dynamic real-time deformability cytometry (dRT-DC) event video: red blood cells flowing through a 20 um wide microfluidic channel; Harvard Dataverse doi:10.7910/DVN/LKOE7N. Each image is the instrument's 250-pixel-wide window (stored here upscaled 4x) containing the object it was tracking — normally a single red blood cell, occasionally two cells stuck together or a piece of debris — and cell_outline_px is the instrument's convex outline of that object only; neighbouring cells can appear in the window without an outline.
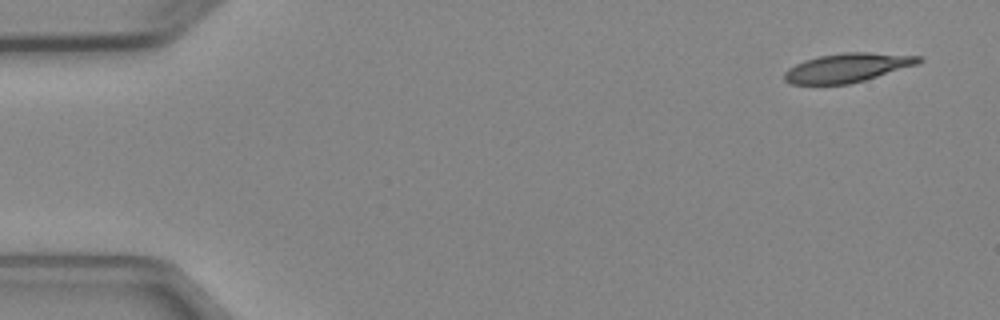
{"species": "Egyptian fruit bat (a non-hibernating species)", "species_latin": "Rousettus aegyptiacus", "temperature_condition": "cold", "stored_images_in_passage": 5, "camera_frame_rate_fps": 3000, "um_per_image_px": 0.085, "animal": {"sex": "female"}, "frame": {"image": 1, "passage_image": 1, "time_ms": 0.0, "image_size_px": [1000, 320], "cell_outline_px": [[924, 60], [920, 64], [864, 80], [848, 84], [792, 84], [784, 80], [784, 72], [788, 68], [804, 60], [820, 56], [844, 52], [868, 52], [924, 56]], "centroid_in_image_um": [72.08, 5.74], "position_along_channel_um": 12.9, "area_um2": 22.77}}
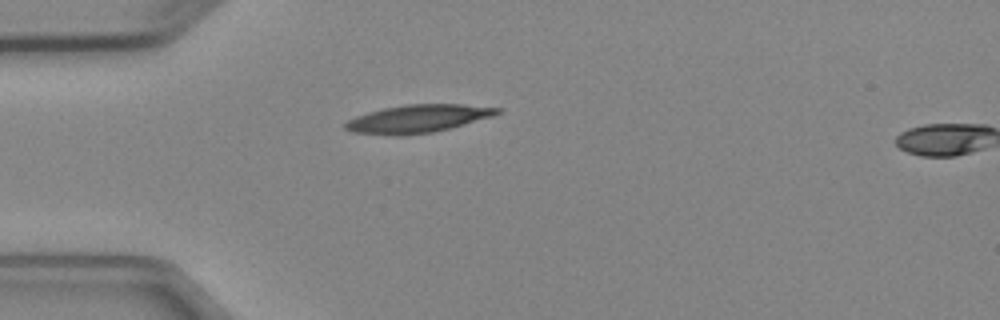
{"frame": {"image": 2, "passage_image": 4, "time_ms": 3.667, "image_size_px": [1000, 320], "cell_outline_px": [[504, 108], [500, 112], [492, 116], [464, 124], [432, 132], [400, 136], [396, 136], [352, 132], [344, 128], [344, 124], [348, 120], [356, 116], [368, 112], [384, 108], [404, 104], [464, 104]], "centroid_in_image_um": [35.5, 10.08], "position_along_channel_um": 49.5, "area_um2": 24.68}}